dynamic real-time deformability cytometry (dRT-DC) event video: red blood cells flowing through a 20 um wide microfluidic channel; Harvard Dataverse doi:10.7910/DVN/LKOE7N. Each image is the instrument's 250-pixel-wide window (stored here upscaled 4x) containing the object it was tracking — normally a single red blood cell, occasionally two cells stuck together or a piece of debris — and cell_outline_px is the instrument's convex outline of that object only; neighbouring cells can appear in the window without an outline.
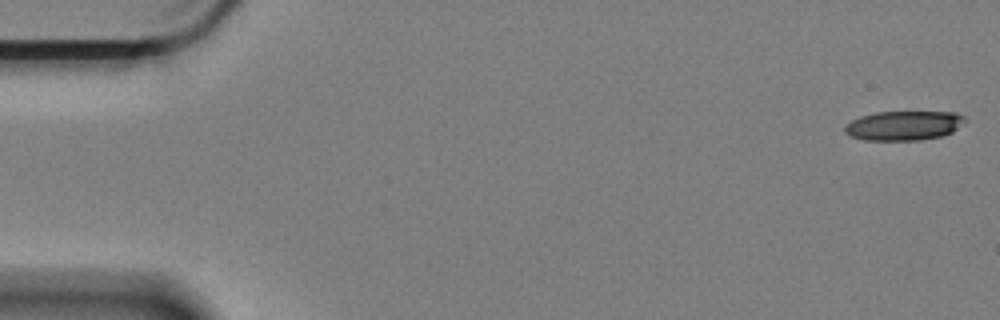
{"species": "Egyptian fruit bat (a non-hibernating species)", "species_latin": "Rousettus aegyptiacus", "temperature_condition": "cold", "stored_images_in_passage": 60, "camera_frame_rate_fps": 3000, "um_per_image_px": 0.085, "animal": {"sex": "female"}, "frame": {"image": 1, "passage_image": 1, "time_ms": 0.0, "image_size_px": [1000, 320], "cell_outline_px": [[968, 120], [952, 132], [944, 136], [920, 140], [864, 140], [852, 136], [844, 132], [844, 124], [860, 116], [876, 112], [956, 112], [964, 116]], "centroid_in_image_um": [76.84, 10.67], "position_along_channel_um": 8.2, "area_um2": 20.81}}
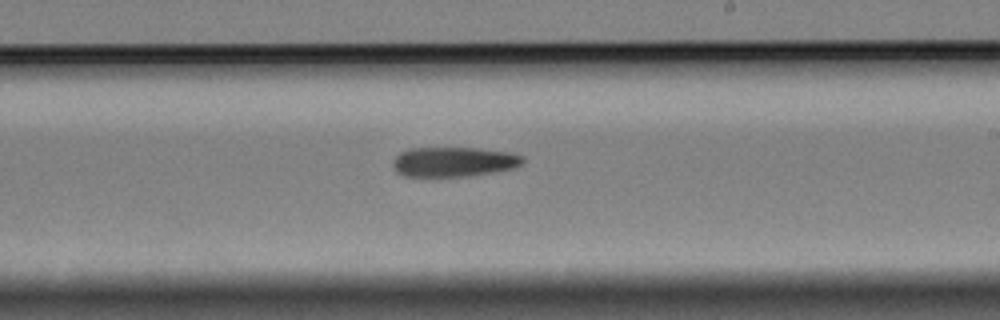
{"frame": {"image": 2, "passage_image": 35, "time_ms": 11.333, "image_size_px": [1000, 320], "cell_outline_px": [[524, 160], [520, 164], [512, 168], [492, 172], [468, 176], [404, 176], [396, 172], [392, 168], [392, 160], [400, 152], [412, 148], [480, 148], [512, 152], [524, 156]], "centroid_in_image_um": [38.54, 13.74], "position_along_channel_um": 250.5, "area_um2": 22.6}}
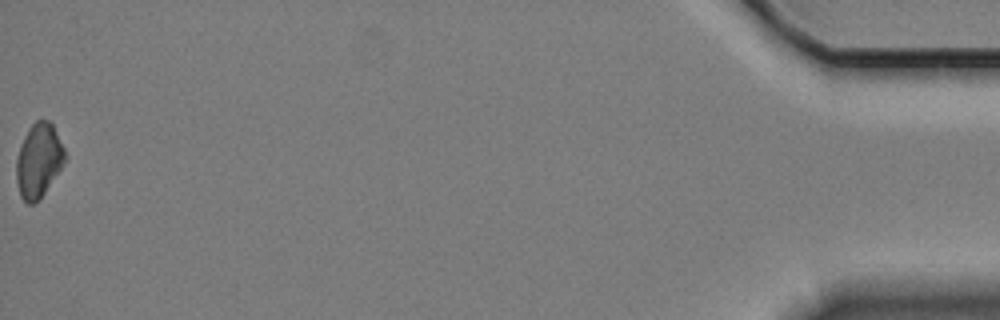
{"frame": {"image": 3, "passage_image": 60, "time_ms": 19.667, "image_size_px": [1000, 320], "cell_outline_px": [[68, 156], [64, 164], [40, 200], [32, 204], [28, 204], [20, 196], [16, 180], [16, 160], [20, 144], [28, 128], [36, 120], [48, 120], [52, 124]], "centroid_in_image_um": [3.29, 13.66], "position_along_channel_um": 431.9, "area_um2": 21.21}}